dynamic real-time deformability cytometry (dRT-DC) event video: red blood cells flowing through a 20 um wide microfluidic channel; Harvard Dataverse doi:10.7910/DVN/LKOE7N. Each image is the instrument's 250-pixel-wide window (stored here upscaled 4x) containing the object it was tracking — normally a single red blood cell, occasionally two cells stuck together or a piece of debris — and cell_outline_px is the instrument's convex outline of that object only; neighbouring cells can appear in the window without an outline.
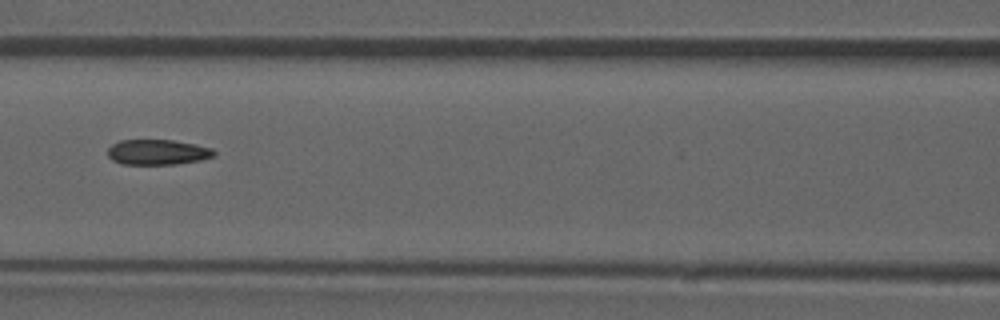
{"species": "common noctule bat (a hibernating species)", "species_latin": "Nyctalus noctula", "temperature_condition": "room temperature", "stored_images_in_passage": 52, "camera_frame_rate_fps": 3000, "um_per_image_px": 0.085, "animal": {"sex": "male", "forearm_length_mm": 52.5}, "frame": {"image": 1, "passage_image": 23, "time_ms": 7.333, "image_size_px": [1000, 320], "cell_outline_px": [[216, 156], [200, 160], [176, 164], [120, 164], [112, 160], [108, 156], [108, 148], [112, 144], [120, 140], [172, 140], [196, 144], [212, 148], [216, 152]], "centroid_in_image_um": [13.41, 12.93], "position_along_channel_um": 153.2, "area_um2": 15.78}, "authors_computed_cell_mechanics": {"area_um2": 16.473, "velocity_mm_per_s": 3.9258, "shape_relaxation_time_tau1_ms": null, "shape_relaxation_time_tau2_ms": 1.8731, "deformation_change_tau1": null, "deformation_change_tau2": 0.0853}}